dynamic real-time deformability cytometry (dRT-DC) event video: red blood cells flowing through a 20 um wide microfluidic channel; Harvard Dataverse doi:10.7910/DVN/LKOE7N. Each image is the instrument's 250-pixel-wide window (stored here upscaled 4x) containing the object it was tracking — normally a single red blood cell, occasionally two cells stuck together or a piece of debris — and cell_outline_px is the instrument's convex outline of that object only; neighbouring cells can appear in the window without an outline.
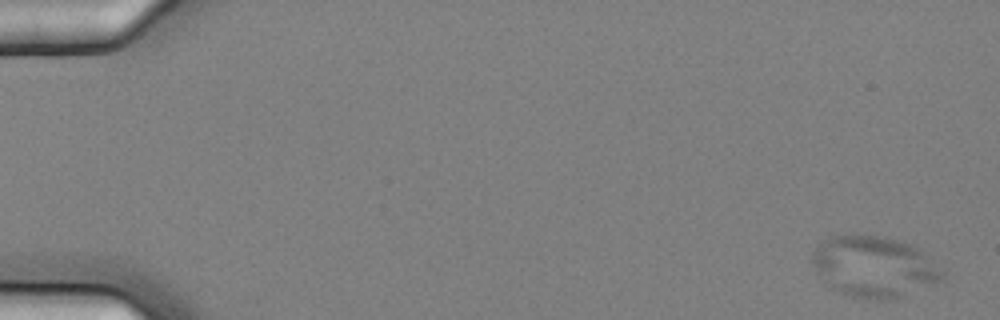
{"species": "common noctule bat (a hibernating species)", "species_latin": "Nyctalus noctula", "temperature_condition": "cold", "stored_images_in_passage": 5, "camera_frame_rate_fps": 3000, "um_per_image_px": 0.085, "animal": {"sex": "female", "body_mass_g": 25.1}, "frame": {"image": 1, "passage_image": 1, "time_ms": 0.0, "image_size_px": [1000, 320], "cell_outline_px": [[948, 272], [944, 280], [896, 300], [872, 300], [856, 296], [844, 292], [836, 288], [812, 264], [812, 252], [824, 240], [832, 236], [876, 236], [896, 240], [920, 248]], "centroid_in_image_um": [74.46, 22.68], "position_along_channel_um": 10.5, "area_um2": 45.72}}